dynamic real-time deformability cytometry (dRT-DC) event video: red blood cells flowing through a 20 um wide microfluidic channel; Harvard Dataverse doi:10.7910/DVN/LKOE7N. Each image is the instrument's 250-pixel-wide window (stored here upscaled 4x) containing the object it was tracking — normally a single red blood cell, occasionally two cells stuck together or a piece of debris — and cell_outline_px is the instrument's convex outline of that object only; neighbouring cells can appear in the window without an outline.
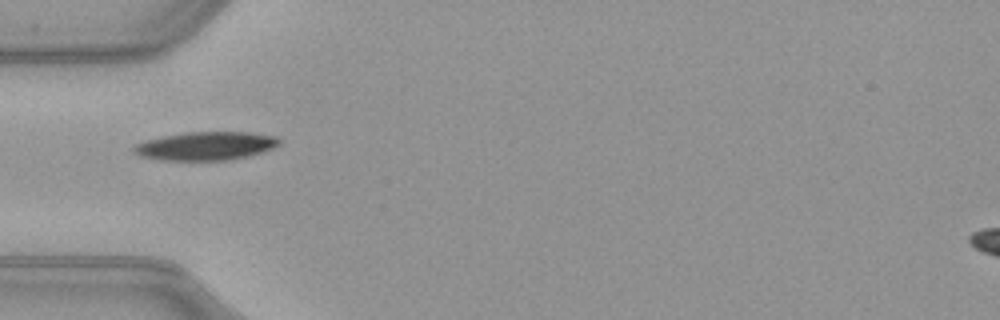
{"species": "common noctule bat (a hibernating species)", "species_latin": "Nyctalus noctula", "temperature_condition": "warm", "stored_images_in_passage": 36, "camera_frame_rate_fps": 3000, "um_per_image_px": 0.085, "animal": {"sex": "female", "body_mass_g": 21.9}, "frame": {"image": 1, "passage_image": 1, "time_ms": 0.0, "image_size_px": [1000, 320], "cell_outline_px": [[280, 144], [272, 148], [248, 156], [228, 160], [160, 160], [140, 156], [132, 152], [132, 148], [136, 144], [148, 140], [164, 136], [184, 132], [248, 132], [276, 136], [280, 140]], "centroid_in_image_um": [17.48, 12.41], "position_along_channel_um": 67.5, "area_um2": 23.99}}
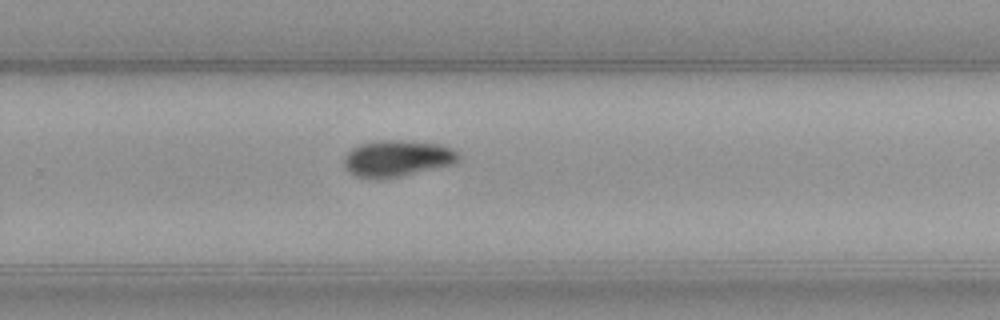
{"frame": {"image": 2, "passage_image": 18, "time_ms": 5.667, "image_size_px": [1000, 320], "cell_outline_px": [[460, 160], [456, 164], [400, 176], [376, 180], [372, 180], [356, 176], [348, 172], [344, 164], [344, 156], [352, 148], [360, 144], [388, 140], [400, 140], [440, 144], [452, 148], [460, 152]], "centroid_in_image_um": [33.79, 13.48], "position_along_channel_um": 296.0, "area_um2": 24.57}}
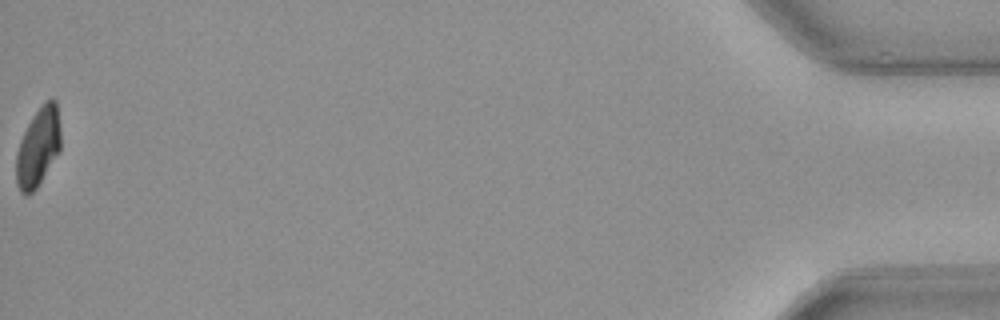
{"frame": {"image": 3, "passage_image": 36, "time_ms": 11.667, "image_size_px": [1000, 320], "cell_outline_px": [[60, 152], [36, 188], [32, 192], [24, 196], [20, 192], [16, 184], [16, 152], [20, 140], [32, 116], [44, 100], [56, 100], [60, 128]], "centroid_in_image_um": [3.23, 12.52], "position_along_channel_um": 432.0, "area_um2": 20.58}, "authors_computed_cell_mechanics": {"area_um2": 24.0448, "velocity_mm_per_s": 4.0118, "shape_relaxation_time_tau1_ms": 3.425, "shape_relaxation_time_tau2_ms": null, "deformation_change_tau1": 0.137, "deformation_change_tau2": null}}